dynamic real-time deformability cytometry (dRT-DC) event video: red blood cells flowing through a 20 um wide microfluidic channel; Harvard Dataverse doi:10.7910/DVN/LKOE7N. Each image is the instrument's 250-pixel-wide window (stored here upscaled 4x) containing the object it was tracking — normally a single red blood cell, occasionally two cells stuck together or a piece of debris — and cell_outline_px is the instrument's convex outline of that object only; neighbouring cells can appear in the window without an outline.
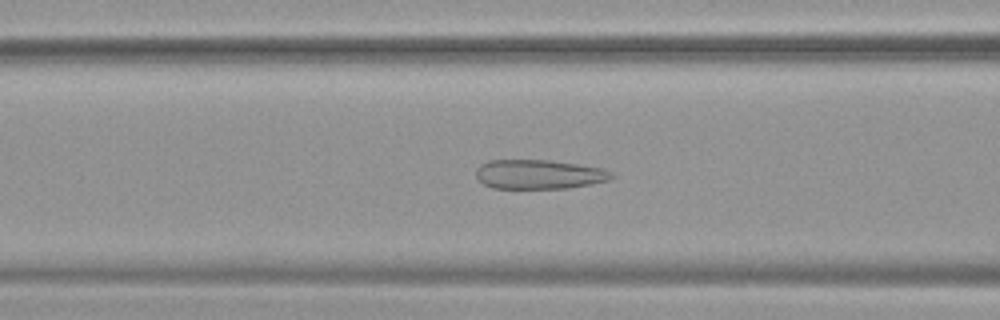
{"species": "common noctule bat (a hibernating species)", "species_latin": "Nyctalus noctula", "temperature_condition": "warm", "stored_images_in_passage": 44, "camera_frame_rate_fps": 3000, "um_per_image_px": 0.085, "animal": {"sex": "female", "body_mass_g": 19.9}, "frame": {"image": 1, "passage_image": 12, "time_ms": 3.667, "image_size_px": [1000, 320], "cell_outline_px": [[616, 176], [612, 180], [592, 184], [568, 188], [492, 188], [476, 180], [476, 168], [480, 164], [488, 160], [548, 160], [604, 168], [612, 172]], "centroid_in_image_um": [45.83, 14.82], "position_along_channel_um": 120.8, "area_um2": 23.47}}
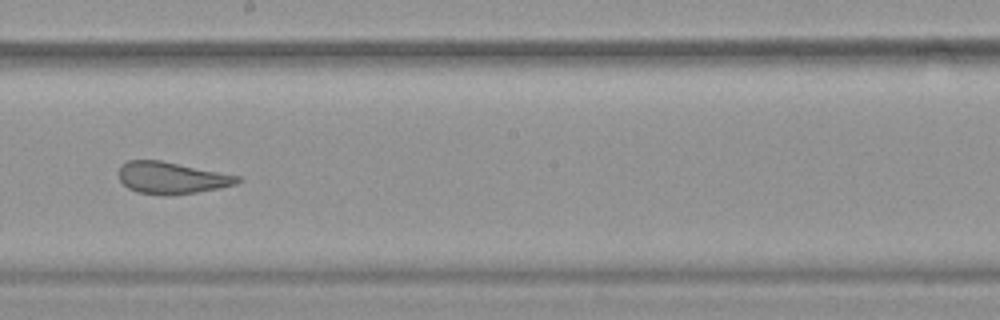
{"frame": {"image": 2, "passage_image": 21, "time_ms": 6.667, "image_size_px": [1000, 320], "cell_outline_px": [[244, 180], [236, 184], [220, 188], [196, 192], [168, 196], [164, 196], [136, 192], [128, 188], [120, 180], [120, 164], [128, 160], [160, 160], [240, 176]], "centroid_in_image_um": [14.6, 15.13], "position_along_channel_um": 233.6, "area_um2": 22.14}}
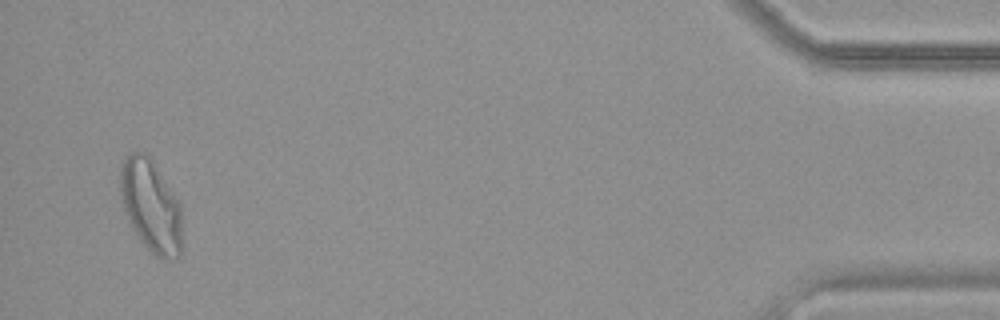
{"frame": {"image": 3, "passage_image": 42, "time_ms": 13.667, "image_size_px": [1000, 320], "cell_outline_px": [[180, 256], [176, 260], [164, 260], [156, 256], [144, 244], [128, 220], [124, 212], [120, 196], [120, 164], [132, 152], [144, 152], [152, 160], [180, 200]], "centroid_in_image_um": [12.82, 17.49], "position_along_channel_um": 422.4, "area_um2": 33.23}, "authors_computed_cell_mechanics": {"area_um2": 25.3453, "velocity_mm_per_s": 3.7783, "shape_relaxation_time_tau1_ms": null, "shape_relaxation_time_tau2_ms": 0.9987, "deformation_change_tau1": null, "deformation_change_tau2": 0.096}}